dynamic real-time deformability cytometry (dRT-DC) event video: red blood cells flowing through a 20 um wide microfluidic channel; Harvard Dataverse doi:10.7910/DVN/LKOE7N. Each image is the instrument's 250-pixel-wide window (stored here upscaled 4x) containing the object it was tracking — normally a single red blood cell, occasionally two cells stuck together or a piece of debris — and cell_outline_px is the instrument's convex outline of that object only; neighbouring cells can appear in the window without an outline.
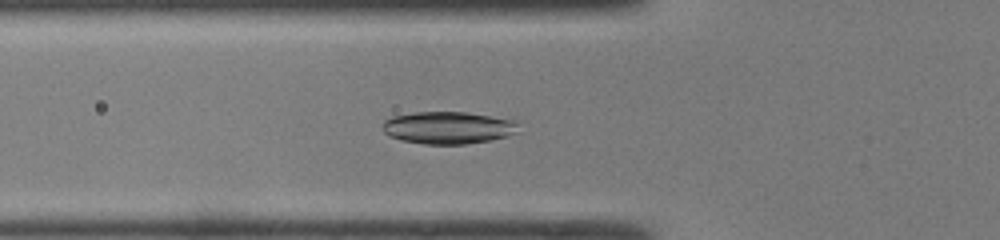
{"species": "common noctule bat (a hibernating species)", "species_latin": "Nyctalus noctula", "temperature_condition": "room temperature", "stored_images_in_passage": 29, "camera_frame_rate_fps": 3000, "um_per_image_px": 0.085, "animal": {"sex": "male", "body_mass_g": 19.0, "forearm_length_mm": 50.8}, "frame": {"image": 1, "passage_image": 3, "time_ms": 0.667, "image_size_px": [1000, 240], "cell_outline_px": [[516, 132], [508, 136], [488, 140], [464, 144], [424, 144], [400, 140], [388, 136], [380, 128], [380, 124], [384, 120], [392, 116], [412, 112], [464, 112], [516, 116]], "centroid_in_image_um": [38.11, 10.82], "position_along_channel_um": 87.7, "area_um2": 26.41}}
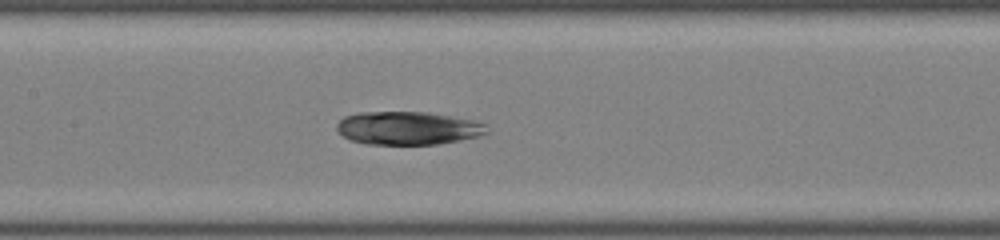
{"frame": {"image": 2, "passage_image": 9, "time_ms": 2.667, "image_size_px": [1000, 240], "cell_outline_px": [[488, 132], [476, 136], [436, 144], [368, 144], [352, 140], [344, 136], [336, 128], [336, 124], [344, 116], [360, 112], [428, 112], [472, 120], [488, 124]], "centroid_in_image_um": [34.66, 10.88], "position_along_channel_um": 172.7, "area_um2": 28.73}}
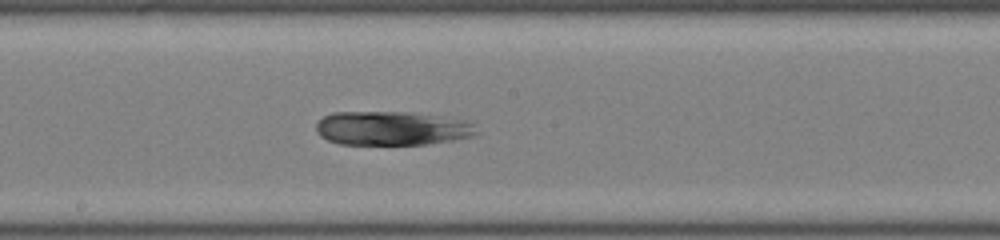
{"frame": {"image": 3, "passage_image": 12, "time_ms": 3.667, "image_size_px": [1000, 240], "cell_outline_px": [[480, 132], [472, 136], [456, 140], [428, 144], [340, 144], [328, 140], [320, 136], [316, 132], [316, 124], [324, 116], [332, 112], [408, 112], [444, 116], [464, 120], [472, 124]], "centroid_in_image_um": [33.33, 10.9], "position_along_channel_um": 214.9, "area_um2": 31.96}}